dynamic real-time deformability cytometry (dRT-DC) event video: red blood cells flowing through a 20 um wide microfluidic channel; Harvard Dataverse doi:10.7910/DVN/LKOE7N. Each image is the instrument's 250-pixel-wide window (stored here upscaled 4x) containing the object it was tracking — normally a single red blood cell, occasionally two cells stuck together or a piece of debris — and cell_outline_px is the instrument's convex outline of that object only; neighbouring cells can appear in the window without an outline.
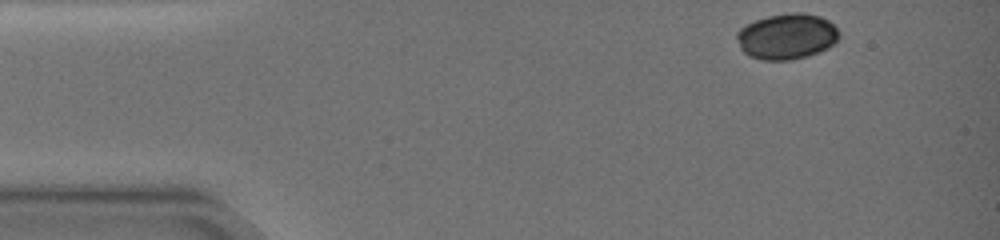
{"species": "common noctule bat (a hibernating species)", "species_latin": "Nyctalus noctula", "temperature_condition": "warm", "stored_images_in_passage": 20, "camera_frame_rate_fps": 3000, "um_per_image_px": 0.085, "animal": {"sex": "female", "body_mass_g": 19.0, "forearm_length_mm": 51.5}, "frame": {"image": 1, "passage_image": 1, "time_ms": 0.0, "image_size_px": [1000, 240], "cell_outline_px": [[840, 36], [828, 48], [792, 60], [764, 60], [748, 56], [740, 48], [736, 36], [736, 32], [740, 28], [756, 20], [768, 16], [792, 12], [804, 12], [820, 16], [828, 20], [840, 32]], "centroid_in_image_um": [66.87, 3.08], "position_along_channel_um": 18.1, "area_um2": 27.17}}
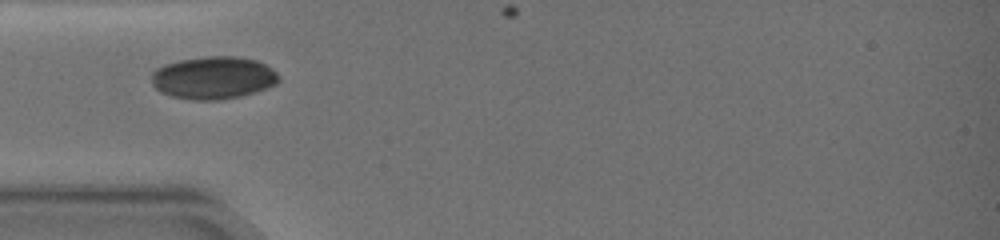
{"frame": {"image": 2, "passage_image": 9, "time_ms": 4.0, "image_size_px": [1000, 240], "cell_outline_px": [[280, 80], [276, 84], [268, 88], [240, 96], [220, 100], [192, 100], [172, 96], [160, 92], [152, 84], [152, 72], [156, 68], [164, 64], [180, 60], [208, 56], [236, 56], [256, 60], [272, 68], [280, 76]], "centroid_in_image_um": [18.14, 6.61], "position_along_channel_um": 66.9, "area_um2": 31.73}}
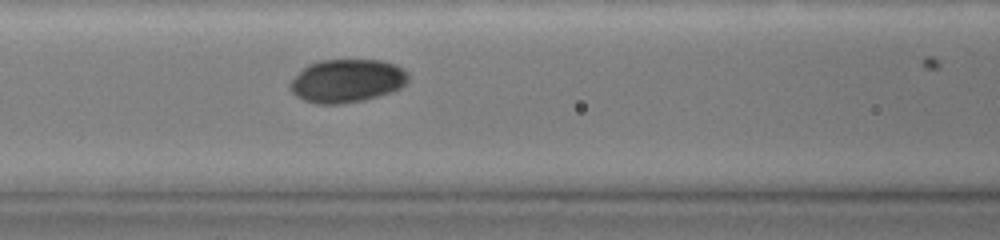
{"frame": {"image": 3, "passage_image": 13, "time_ms": 6.0, "image_size_px": [1000, 240], "cell_outline_px": [[408, 80], [400, 88], [392, 92], [364, 100], [340, 104], [316, 104], [304, 100], [296, 96], [288, 88], [288, 84], [308, 64], [320, 60], [380, 60], [396, 64], [404, 68], [408, 72]], "centroid_in_image_um": [29.5, 6.87], "position_along_channel_um": 137.1, "area_um2": 29.94}}